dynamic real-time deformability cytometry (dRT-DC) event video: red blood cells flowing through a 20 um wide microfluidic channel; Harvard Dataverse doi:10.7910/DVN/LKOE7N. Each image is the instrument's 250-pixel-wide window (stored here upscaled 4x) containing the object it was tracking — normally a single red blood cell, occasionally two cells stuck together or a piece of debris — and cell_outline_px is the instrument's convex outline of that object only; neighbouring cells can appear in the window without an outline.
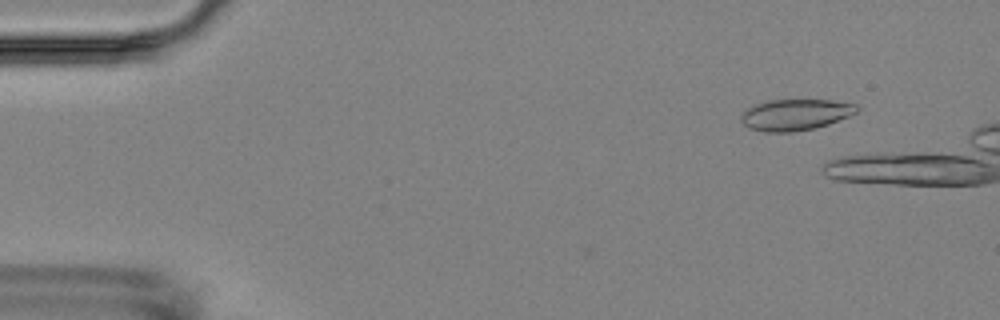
{"species": "Egyptian fruit bat (a non-hibernating species)", "species_latin": "Rousettus aegyptiacus", "temperature_condition": "room temperature", "stored_images_in_passage": 9, "camera_frame_rate_fps": 3000, "um_per_image_px": 0.085, "animal": {"sex": "female"}, "frame": {"image": 1, "passage_image": 2, "time_ms": 1.333, "image_size_px": [1000, 320], "cell_outline_px": [[860, 108], [856, 112], [848, 116], [828, 124], [812, 128], [792, 132], [764, 132], [748, 128], [740, 120], [740, 116], [748, 108], [756, 104], [768, 100], [828, 100], [856, 104]], "centroid_in_image_um": [67.58, 9.75], "position_along_channel_um": 17.4, "area_um2": 20.87}}